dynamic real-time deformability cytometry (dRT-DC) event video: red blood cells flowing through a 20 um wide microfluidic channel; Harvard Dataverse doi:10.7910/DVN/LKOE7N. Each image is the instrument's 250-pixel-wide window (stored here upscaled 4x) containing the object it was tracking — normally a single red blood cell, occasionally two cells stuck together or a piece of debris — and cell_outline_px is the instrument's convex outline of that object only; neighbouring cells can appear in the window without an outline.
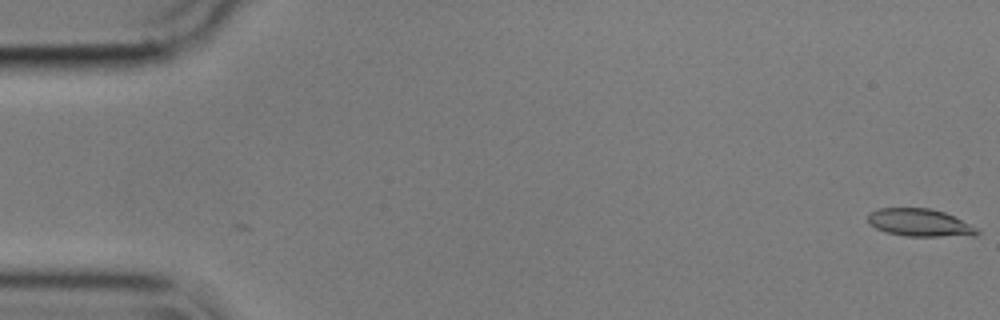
{"species": "common noctule bat (a hibernating species)", "species_latin": "Nyctalus noctula", "temperature_condition": "cold", "stored_images_in_passage": 4, "camera_frame_rate_fps": 3000, "um_per_image_px": 0.085, "animal": {"sex": "male", "body_mass_g": 17.9}, "frame": {"image": 1, "passage_image": 4, "time_ms": 1.0, "image_size_px": [1000, 320], "cell_outline_px": [[980, 232], [976, 236], [904, 236], [884, 232], [868, 224], [868, 216], [872, 212], [880, 208], [928, 208], [944, 212], [976, 228]], "centroid_in_image_um": [78.15, 18.94], "position_along_channel_um": 6.9, "area_um2": 17.46}}